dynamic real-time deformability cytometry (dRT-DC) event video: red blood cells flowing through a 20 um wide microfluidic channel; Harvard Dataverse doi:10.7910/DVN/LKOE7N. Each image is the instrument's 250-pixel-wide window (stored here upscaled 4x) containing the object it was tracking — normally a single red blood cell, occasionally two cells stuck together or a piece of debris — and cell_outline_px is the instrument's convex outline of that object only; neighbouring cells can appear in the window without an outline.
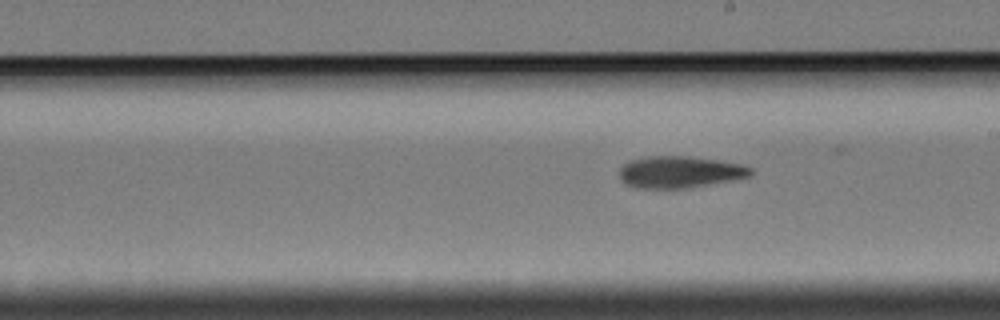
{"species": "Egyptian fruit bat (a non-hibernating species)", "species_latin": "Rousettus aegyptiacus", "temperature_condition": "cold", "stored_images_in_passage": 11, "segment_of_instrument_passage": [2, 2], "camera_frame_rate_fps": 3000, "um_per_image_px": 0.085, "animal": {"sex": "female"}, "frame": {"image": 1, "passage_image": 11, "time_ms": 13.333, "image_size_px": [1000, 320], "cell_outline_px": [[752, 176], [732, 180], [688, 188], [636, 188], [624, 184], [620, 180], [620, 168], [624, 164], [632, 160], [648, 156], [688, 156], [744, 164], [752, 168]], "centroid_in_image_um": [57.79, 14.62], "position_along_channel_um": 231.2, "area_um2": 24.39}}